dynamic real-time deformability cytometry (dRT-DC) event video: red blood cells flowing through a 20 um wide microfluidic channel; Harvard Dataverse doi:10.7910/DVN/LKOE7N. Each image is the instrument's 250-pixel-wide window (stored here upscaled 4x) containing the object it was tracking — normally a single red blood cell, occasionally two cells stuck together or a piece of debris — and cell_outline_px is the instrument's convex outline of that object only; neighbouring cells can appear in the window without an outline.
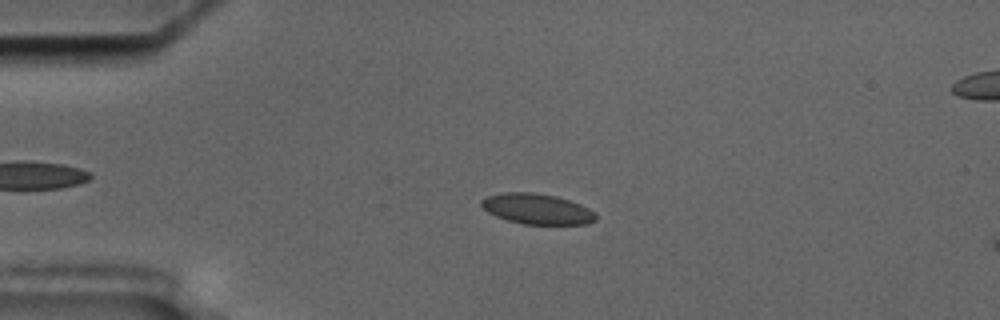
{"species": "common noctule bat (a hibernating species)", "species_latin": "Nyctalus noctula", "temperature_condition": "cold", "stored_images_in_passage": 12, "camera_frame_rate_fps": 3000, "um_per_image_px": 0.085, "animal": {"sex": "male", "body_mass_g": 17.5, "forearm_length_mm": 52.3}, "frame": {"image": 1, "passage_image": 10, "time_ms": 3.0, "image_size_px": [1000, 320], "cell_outline_px": [[596, 220], [588, 224], [524, 224], [508, 220], [496, 216], [488, 212], [480, 204], [480, 200], [488, 196], [504, 192], [532, 192], [556, 196], [580, 204], [596, 212]], "centroid_in_image_um": [45.66, 17.76], "position_along_channel_um": 39.3, "area_um2": 20.29}}